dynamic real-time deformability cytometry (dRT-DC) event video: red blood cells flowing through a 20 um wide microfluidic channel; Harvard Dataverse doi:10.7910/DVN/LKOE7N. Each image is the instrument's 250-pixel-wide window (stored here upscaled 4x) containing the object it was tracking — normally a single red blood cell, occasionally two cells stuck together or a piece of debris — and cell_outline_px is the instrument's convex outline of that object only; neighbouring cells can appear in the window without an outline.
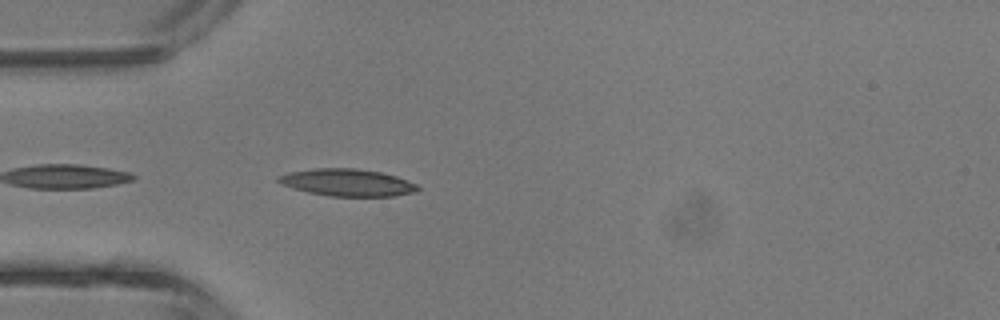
{"species": "common noctule bat (a hibernating species)", "species_latin": "Nyctalus noctula", "temperature_condition": "room temperature", "stored_images_in_passage": 21, "camera_frame_rate_fps": 3000, "um_per_image_px": 0.085, "animal": {"sex": "male", "body_mass_g": 13.3}, "frame": {"image": 1, "passage_image": 3, "time_ms": 0.667, "image_size_px": [1000, 320], "cell_outline_px": [[420, 188], [416, 192], [396, 196], [328, 196], [308, 192], [284, 184], [276, 180], [276, 176], [288, 172], [316, 168], [356, 168], [380, 172], [396, 176], [416, 184]], "centroid_in_image_um": [29.54, 15.51], "position_along_channel_um": 55.5, "area_um2": 21.96}}
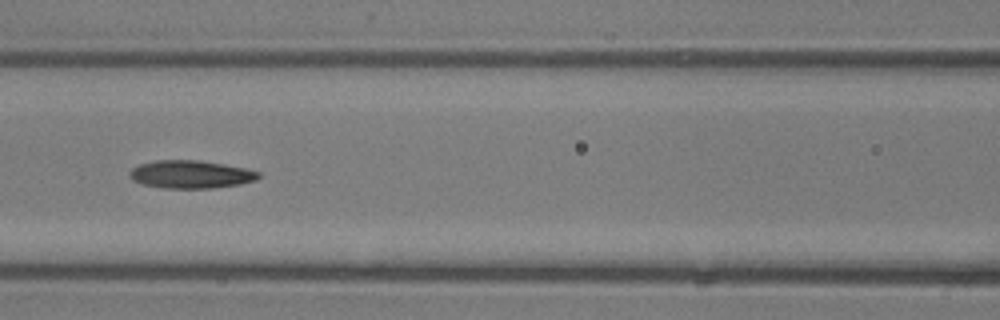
{"frame": {"image": 2, "passage_image": 9, "time_ms": 2.667, "image_size_px": [1000, 320], "cell_outline_px": [[260, 176], [256, 180], [240, 184], [212, 188], [164, 188], [140, 184], [132, 180], [128, 172], [132, 168], [140, 164], [156, 160], [200, 160], [224, 164], [244, 168], [260, 172]], "centroid_in_image_um": [16.19, 14.82], "position_along_channel_um": 150.4, "area_um2": 21.04}}
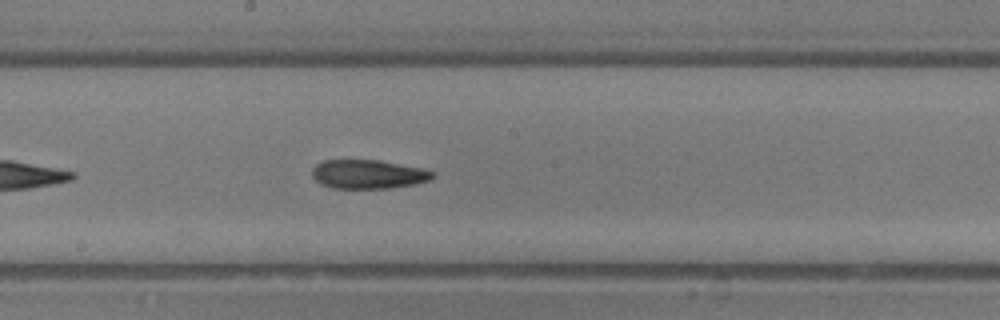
{"frame": {"image": 3, "passage_image": 13, "time_ms": 4.0, "image_size_px": [1000, 320], "cell_outline_px": [[436, 176], [428, 180], [416, 184], [388, 188], [332, 188], [320, 184], [312, 176], [312, 168], [316, 164], [324, 160], [376, 160], [424, 168], [436, 172]], "centroid_in_image_um": [31.31, 14.81], "position_along_channel_um": 216.9, "area_um2": 20.4}}